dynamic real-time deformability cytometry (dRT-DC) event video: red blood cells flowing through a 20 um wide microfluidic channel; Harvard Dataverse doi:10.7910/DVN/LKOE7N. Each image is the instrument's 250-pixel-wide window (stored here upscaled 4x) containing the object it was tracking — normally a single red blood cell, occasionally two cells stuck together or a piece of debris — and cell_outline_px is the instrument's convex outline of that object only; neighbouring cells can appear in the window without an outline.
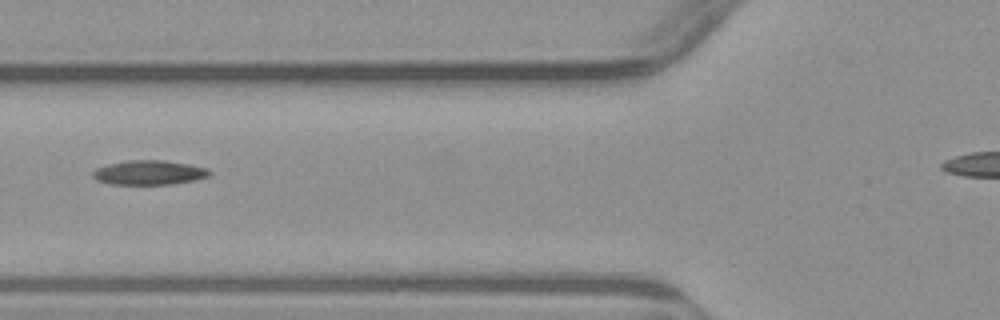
{"species": "common noctule bat (a hibernating species)", "species_latin": "Nyctalus noctula", "temperature_condition": "warm", "stored_images_in_passage": 5, "segment_of_instrument_passage": [1, 2], "camera_frame_rate_fps": 3000, "um_per_image_px": 0.085, "animal": {"sex": "male", "body_mass_g": 23.1, "forearm_length_mm": 52.7}, "frame": {"image": 1, "passage_image": 4, "time_ms": 3.333, "image_size_px": [1000, 320], "cell_outline_px": [[212, 172], [208, 176], [196, 180], [172, 184], [108, 184], [96, 180], [92, 176], [92, 172], [96, 168], [108, 164], [128, 160], [164, 160], [188, 164], [208, 168]], "centroid_in_image_um": [12.67, 14.67], "position_along_channel_um": 113.1, "area_um2": 16.7}}